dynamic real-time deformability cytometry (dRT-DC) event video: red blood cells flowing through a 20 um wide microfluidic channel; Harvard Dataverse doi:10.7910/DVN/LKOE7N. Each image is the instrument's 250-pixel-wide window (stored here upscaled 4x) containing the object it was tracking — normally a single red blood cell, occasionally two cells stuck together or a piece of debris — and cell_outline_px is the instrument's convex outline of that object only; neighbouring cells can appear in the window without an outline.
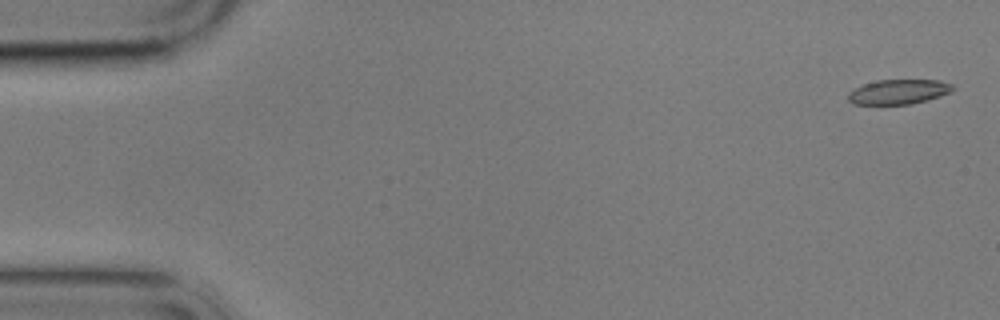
{"species": "common noctule bat (a hibernating species)", "species_latin": "Nyctalus noctula", "temperature_condition": "cold", "stored_images_in_passage": 6, "camera_frame_rate_fps": 3000, "um_per_image_px": 0.085, "animal": {"sex": "male", "body_mass_g": 17.9}, "frame": {"image": 1, "passage_image": 1, "time_ms": 0.0, "image_size_px": [1000, 320], "cell_outline_px": [[956, 88], [952, 92], [928, 100], [912, 104], [852, 104], [848, 100], [848, 92], [864, 84], [876, 80], [940, 80], [952, 84]], "centroid_in_image_um": [76.41, 7.8], "position_along_channel_um": 8.6, "area_um2": 15.2}}
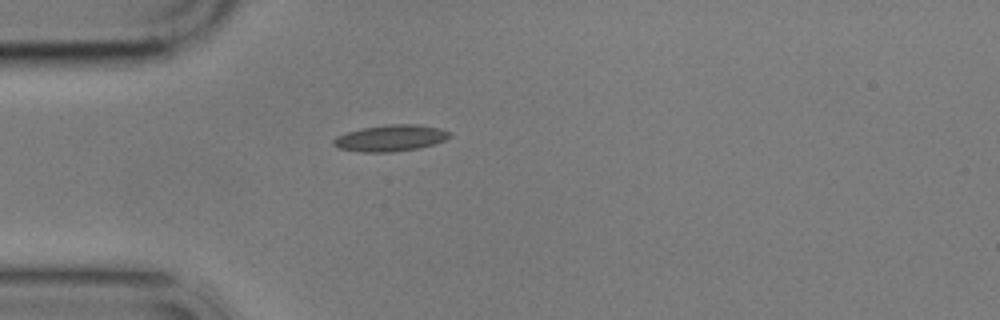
{"frame": {"image": 2, "passage_image": 5, "time_ms": 4.667, "image_size_px": [1000, 320], "cell_outline_px": [[452, 136], [444, 140], [420, 148], [392, 152], [360, 152], [340, 148], [332, 144], [332, 140], [336, 136], [348, 132], [364, 128], [388, 124], [416, 124], [440, 128], [452, 132]], "centroid_in_image_um": [33.22, 11.73], "position_along_channel_um": 51.8, "area_um2": 17.86}}